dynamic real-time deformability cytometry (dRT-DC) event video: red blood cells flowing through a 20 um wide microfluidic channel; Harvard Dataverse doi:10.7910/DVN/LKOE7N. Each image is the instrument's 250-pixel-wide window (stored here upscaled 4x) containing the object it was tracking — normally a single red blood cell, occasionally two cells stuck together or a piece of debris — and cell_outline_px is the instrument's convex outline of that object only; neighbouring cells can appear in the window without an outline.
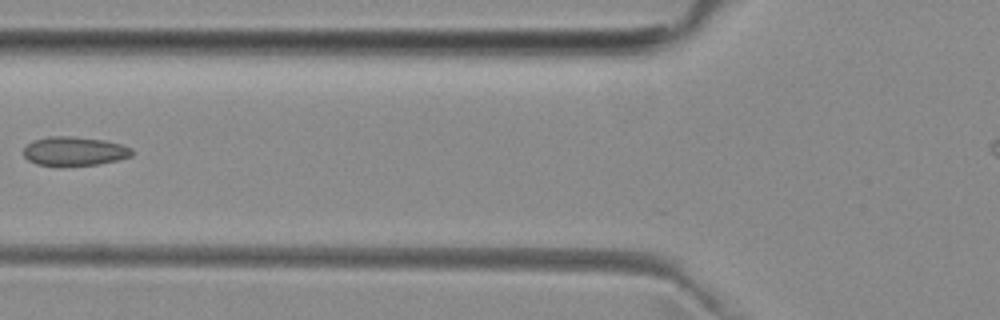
{"species": "common noctule bat (a hibernating species)", "species_latin": "Nyctalus noctula", "temperature_condition": "room temperature", "stored_images_in_passage": 5, "camera_frame_rate_fps": 3000, "um_per_image_px": 0.085, "animal": {"sex": "female", "body_mass_g": 29.2, "forearm_length_mm": 56.3}, "frame": {"image": 1, "passage_image": 5, "time_ms": 4.333, "image_size_px": [1000, 320], "cell_outline_px": [[132, 156], [116, 160], [96, 164], [36, 164], [28, 160], [24, 156], [24, 148], [32, 140], [48, 136], [72, 136], [104, 140], [120, 144], [132, 148]], "centroid_in_image_um": [6.31, 12.82], "position_along_channel_um": 119.5, "area_um2": 17.86}}